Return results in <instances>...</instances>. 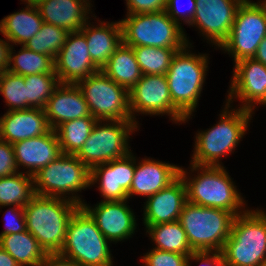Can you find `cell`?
Segmentation results:
<instances>
[{"label": "cell", "instance_id": "12", "mask_svg": "<svg viewBox=\"0 0 266 266\" xmlns=\"http://www.w3.org/2000/svg\"><path fill=\"white\" fill-rule=\"evenodd\" d=\"M76 84L95 119L133 121L129 107V91L101 70Z\"/></svg>", "mask_w": 266, "mask_h": 266}, {"label": "cell", "instance_id": "13", "mask_svg": "<svg viewBox=\"0 0 266 266\" xmlns=\"http://www.w3.org/2000/svg\"><path fill=\"white\" fill-rule=\"evenodd\" d=\"M129 107L137 125V112L151 116L168 114L173 122L185 123L186 117L172 103L166 75H143L129 91Z\"/></svg>", "mask_w": 266, "mask_h": 266}, {"label": "cell", "instance_id": "10", "mask_svg": "<svg viewBox=\"0 0 266 266\" xmlns=\"http://www.w3.org/2000/svg\"><path fill=\"white\" fill-rule=\"evenodd\" d=\"M135 129L138 126L134 121L97 120L90 136L75 156L90 170L125 157L131 152L128 139Z\"/></svg>", "mask_w": 266, "mask_h": 266}, {"label": "cell", "instance_id": "6", "mask_svg": "<svg viewBox=\"0 0 266 266\" xmlns=\"http://www.w3.org/2000/svg\"><path fill=\"white\" fill-rule=\"evenodd\" d=\"M187 48L190 45L173 56L165 74L172 103L186 117V122L196 109L208 71V56L194 55Z\"/></svg>", "mask_w": 266, "mask_h": 266}, {"label": "cell", "instance_id": "46", "mask_svg": "<svg viewBox=\"0 0 266 266\" xmlns=\"http://www.w3.org/2000/svg\"><path fill=\"white\" fill-rule=\"evenodd\" d=\"M253 58L266 66V37L259 44L257 52Z\"/></svg>", "mask_w": 266, "mask_h": 266}, {"label": "cell", "instance_id": "40", "mask_svg": "<svg viewBox=\"0 0 266 266\" xmlns=\"http://www.w3.org/2000/svg\"><path fill=\"white\" fill-rule=\"evenodd\" d=\"M17 170L12 144L0 140V178L17 173Z\"/></svg>", "mask_w": 266, "mask_h": 266}, {"label": "cell", "instance_id": "8", "mask_svg": "<svg viewBox=\"0 0 266 266\" xmlns=\"http://www.w3.org/2000/svg\"><path fill=\"white\" fill-rule=\"evenodd\" d=\"M108 244L95 221L80 206L70 218L59 254L81 266H113Z\"/></svg>", "mask_w": 266, "mask_h": 266}, {"label": "cell", "instance_id": "3", "mask_svg": "<svg viewBox=\"0 0 266 266\" xmlns=\"http://www.w3.org/2000/svg\"><path fill=\"white\" fill-rule=\"evenodd\" d=\"M229 105L226 102L225 110L215 126L196 134L191 164L221 166V157L232 153L243 138L253 112L241 107L229 110Z\"/></svg>", "mask_w": 266, "mask_h": 266}, {"label": "cell", "instance_id": "15", "mask_svg": "<svg viewBox=\"0 0 266 266\" xmlns=\"http://www.w3.org/2000/svg\"><path fill=\"white\" fill-rule=\"evenodd\" d=\"M235 64L227 102L242 101L243 109L253 112L255 104L266 103V66L254 58H245ZM254 103V104H253Z\"/></svg>", "mask_w": 266, "mask_h": 266}, {"label": "cell", "instance_id": "19", "mask_svg": "<svg viewBox=\"0 0 266 266\" xmlns=\"http://www.w3.org/2000/svg\"><path fill=\"white\" fill-rule=\"evenodd\" d=\"M186 202V186L179 175L167 187L147 198L143 213L144 225L148 227L179 220Z\"/></svg>", "mask_w": 266, "mask_h": 266}, {"label": "cell", "instance_id": "43", "mask_svg": "<svg viewBox=\"0 0 266 266\" xmlns=\"http://www.w3.org/2000/svg\"><path fill=\"white\" fill-rule=\"evenodd\" d=\"M40 266H81L59 253H47Z\"/></svg>", "mask_w": 266, "mask_h": 266}, {"label": "cell", "instance_id": "5", "mask_svg": "<svg viewBox=\"0 0 266 266\" xmlns=\"http://www.w3.org/2000/svg\"><path fill=\"white\" fill-rule=\"evenodd\" d=\"M235 215L186 202L179 222L194 252H220L231 233Z\"/></svg>", "mask_w": 266, "mask_h": 266}, {"label": "cell", "instance_id": "14", "mask_svg": "<svg viewBox=\"0 0 266 266\" xmlns=\"http://www.w3.org/2000/svg\"><path fill=\"white\" fill-rule=\"evenodd\" d=\"M244 0H196L192 22L208 41L220 47L228 38L237 9Z\"/></svg>", "mask_w": 266, "mask_h": 266}, {"label": "cell", "instance_id": "34", "mask_svg": "<svg viewBox=\"0 0 266 266\" xmlns=\"http://www.w3.org/2000/svg\"><path fill=\"white\" fill-rule=\"evenodd\" d=\"M69 33L68 30L61 27L43 23L39 32L26 41L23 46L34 52L48 55L55 60Z\"/></svg>", "mask_w": 266, "mask_h": 266}, {"label": "cell", "instance_id": "23", "mask_svg": "<svg viewBox=\"0 0 266 266\" xmlns=\"http://www.w3.org/2000/svg\"><path fill=\"white\" fill-rule=\"evenodd\" d=\"M90 3L89 0H40L36 6L44 23L76 32L89 19Z\"/></svg>", "mask_w": 266, "mask_h": 266}, {"label": "cell", "instance_id": "41", "mask_svg": "<svg viewBox=\"0 0 266 266\" xmlns=\"http://www.w3.org/2000/svg\"><path fill=\"white\" fill-rule=\"evenodd\" d=\"M167 0H126L127 14L164 11Z\"/></svg>", "mask_w": 266, "mask_h": 266}, {"label": "cell", "instance_id": "37", "mask_svg": "<svg viewBox=\"0 0 266 266\" xmlns=\"http://www.w3.org/2000/svg\"><path fill=\"white\" fill-rule=\"evenodd\" d=\"M188 256L153 248L144 255L142 262L145 266H187Z\"/></svg>", "mask_w": 266, "mask_h": 266}, {"label": "cell", "instance_id": "11", "mask_svg": "<svg viewBox=\"0 0 266 266\" xmlns=\"http://www.w3.org/2000/svg\"><path fill=\"white\" fill-rule=\"evenodd\" d=\"M266 37V0H244L237 9L228 38L220 46L234 57V62L253 58Z\"/></svg>", "mask_w": 266, "mask_h": 266}, {"label": "cell", "instance_id": "42", "mask_svg": "<svg viewBox=\"0 0 266 266\" xmlns=\"http://www.w3.org/2000/svg\"><path fill=\"white\" fill-rule=\"evenodd\" d=\"M201 261V266H227L221 252H192L187 259V266H190V261Z\"/></svg>", "mask_w": 266, "mask_h": 266}, {"label": "cell", "instance_id": "44", "mask_svg": "<svg viewBox=\"0 0 266 266\" xmlns=\"http://www.w3.org/2000/svg\"><path fill=\"white\" fill-rule=\"evenodd\" d=\"M10 41H4L0 39V73L7 70L9 65V57H10V49L11 46Z\"/></svg>", "mask_w": 266, "mask_h": 266}, {"label": "cell", "instance_id": "33", "mask_svg": "<svg viewBox=\"0 0 266 266\" xmlns=\"http://www.w3.org/2000/svg\"><path fill=\"white\" fill-rule=\"evenodd\" d=\"M132 48L143 75H165L173 56L182 50L152 46Z\"/></svg>", "mask_w": 266, "mask_h": 266}, {"label": "cell", "instance_id": "28", "mask_svg": "<svg viewBox=\"0 0 266 266\" xmlns=\"http://www.w3.org/2000/svg\"><path fill=\"white\" fill-rule=\"evenodd\" d=\"M0 246L19 266H40L47 254L38 240L27 230L0 237Z\"/></svg>", "mask_w": 266, "mask_h": 266}, {"label": "cell", "instance_id": "30", "mask_svg": "<svg viewBox=\"0 0 266 266\" xmlns=\"http://www.w3.org/2000/svg\"><path fill=\"white\" fill-rule=\"evenodd\" d=\"M35 195L33 175L19 171L0 178V207H25Z\"/></svg>", "mask_w": 266, "mask_h": 266}, {"label": "cell", "instance_id": "35", "mask_svg": "<svg viewBox=\"0 0 266 266\" xmlns=\"http://www.w3.org/2000/svg\"><path fill=\"white\" fill-rule=\"evenodd\" d=\"M27 109H44L55 88L60 84L56 74H32L24 77Z\"/></svg>", "mask_w": 266, "mask_h": 266}, {"label": "cell", "instance_id": "2", "mask_svg": "<svg viewBox=\"0 0 266 266\" xmlns=\"http://www.w3.org/2000/svg\"><path fill=\"white\" fill-rule=\"evenodd\" d=\"M190 166L191 172L200 171L196 177L188 178V172L182 167L179 171L186 186L187 202L229 211L235 216L246 211L243 208L245 201L224 166Z\"/></svg>", "mask_w": 266, "mask_h": 266}, {"label": "cell", "instance_id": "16", "mask_svg": "<svg viewBox=\"0 0 266 266\" xmlns=\"http://www.w3.org/2000/svg\"><path fill=\"white\" fill-rule=\"evenodd\" d=\"M54 61L60 83L76 84L100 71L91 60L86 37L81 31L69 33Z\"/></svg>", "mask_w": 266, "mask_h": 266}, {"label": "cell", "instance_id": "9", "mask_svg": "<svg viewBox=\"0 0 266 266\" xmlns=\"http://www.w3.org/2000/svg\"><path fill=\"white\" fill-rule=\"evenodd\" d=\"M90 177L91 170L75 155L61 154L33 176L35 194L65 198L81 206L84 201L73 194L91 187ZM70 193L71 197L66 196Z\"/></svg>", "mask_w": 266, "mask_h": 266}, {"label": "cell", "instance_id": "22", "mask_svg": "<svg viewBox=\"0 0 266 266\" xmlns=\"http://www.w3.org/2000/svg\"><path fill=\"white\" fill-rule=\"evenodd\" d=\"M50 130L45 111L41 108L7 111L0 118V140L10 144L44 135Z\"/></svg>", "mask_w": 266, "mask_h": 266}, {"label": "cell", "instance_id": "29", "mask_svg": "<svg viewBox=\"0 0 266 266\" xmlns=\"http://www.w3.org/2000/svg\"><path fill=\"white\" fill-rule=\"evenodd\" d=\"M146 230V233H149L150 238L156 245L155 249L183 255H190L194 252L179 220L151 225L146 227Z\"/></svg>", "mask_w": 266, "mask_h": 266}, {"label": "cell", "instance_id": "24", "mask_svg": "<svg viewBox=\"0 0 266 266\" xmlns=\"http://www.w3.org/2000/svg\"><path fill=\"white\" fill-rule=\"evenodd\" d=\"M137 165L135 166L128 199L136 194L150 197L167 187L179 176L180 167L170 163L148 158L143 159Z\"/></svg>", "mask_w": 266, "mask_h": 266}, {"label": "cell", "instance_id": "32", "mask_svg": "<svg viewBox=\"0 0 266 266\" xmlns=\"http://www.w3.org/2000/svg\"><path fill=\"white\" fill-rule=\"evenodd\" d=\"M97 119L92 115L63 122L55 131L58 136L62 154L75 155L96 124Z\"/></svg>", "mask_w": 266, "mask_h": 266}, {"label": "cell", "instance_id": "47", "mask_svg": "<svg viewBox=\"0 0 266 266\" xmlns=\"http://www.w3.org/2000/svg\"><path fill=\"white\" fill-rule=\"evenodd\" d=\"M40 0H24L27 4H37Z\"/></svg>", "mask_w": 266, "mask_h": 266}, {"label": "cell", "instance_id": "18", "mask_svg": "<svg viewBox=\"0 0 266 266\" xmlns=\"http://www.w3.org/2000/svg\"><path fill=\"white\" fill-rule=\"evenodd\" d=\"M136 159L130 152L125 157L97 165L91 169V186L99 184L103 201L128 200Z\"/></svg>", "mask_w": 266, "mask_h": 266}, {"label": "cell", "instance_id": "20", "mask_svg": "<svg viewBox=\"0 0 266 266\" xmlns=\"http://www.w3.org/2000/svg\"><path fill=\"white\" fill-rule=\"evenodd\" d=\"M12 146L18 169L20 166L29 168L26 173L33 176L62 154L58 136L52 129L44 135L15 142Z\"/></svg>", "mask_w": 266, "mask_h": 266}, {"label": "cell", "instance_id": "26", "mask_svg": "<svg viewBox=\"0 0 266 266\" xmlns=\"http://www.w3.org/2000/svg\"><path fill=\"white\" fill-rule=\"evenodd\" d=\"M36 4H27L25 9L4 17L0 22V32L6 40L15 45H24L36 35L43 24ZM17 43V44H16Z\"/></svg>", "mask_w": 266, "mask_h": 266}, {"label": "cell", "instance_id": "4", "mask_svg": "<svg viewBox=\"0 0 266 266\" xmlns=\"http://www.w3.org/2000/svg\"><path fill=\"white\" fill-rule=\"evenodd\" d=\"M220 252L227 266H261L265 264V211L247 209L235 216L230 236Z\"/></svg>", "mask_w": 266, "mask_h": 266}, {"label": "cell", "instance_id": "21", "mask_svg": "<svg viewBox=\"0 0 266 266\" xmlns=\"http://www.w3.org/2000/svg\"><path fill=\"white\" fill-rule=\"evenodd\" d=\"M44 111L52 130L63 122L91 116L80 88L72 83H60L48 99Z\"/></svg>", "mask_w": 266, "mask_h": 266}, {"label": "cell", "instance_id": "38", "mask_svg": "<svg viewBox=\"0 0 266 266\" xmlns=\"http://www.w3.org/2000/svg\"><path fill=\"white\" fill-rule=\"evenodd\" d=\"M14 208L6 212V228L0 234V237L8 234H16L27 230L24 215V207L13 206Z\"/></svg>", "mask_w": 266, "mask_h": 266}, {"label": "cell", "instance_id": "17", "mask_svg": "<svg viewBox=\"0 0 266 266\" xmlns=\"http://www.w3.org/2000/svg\"><path fill=\"white\" fill-rule=\"evenodd\" d=\"M126 203L127 200H101L94 208L86 203H82L81 207L109 242H117L131 237L136 229L135 215Z\"/></svg>", "mask_w": 266, "mask_h": 266}, {"label": "cell", "instance_id": "27", "mask_svg": "<svg viewBox=\"0 0 266 266\" xmlns=\"http://www.w3.org/2000/svg\"><path fill=\"white\" fill-rule=\"evenodd\" d=\"M101 71L118 85L130 91L143 76L131 46L122 43Z\"/></svg>", "mask_w": 266, "mask_h": 266}, {"label": "cell", "instance_id": "25", "mask_svg": "<svg viewBox=\"0 0 266 266\" xmlns=\"http://www.w3.org/2000/svg\"><path fill=\"white\" fill-rule=\"evenodd\" d=\"M86 23L80 31L85 35L93 63L101 70L115 50L123 43L120 21L100 24L94 27Z\"/></svg>", "mask_w": 266, "mask_h": 266}, {"label": "cell", "instance_id": "7", "mask_svg": "<svg viewBox=\"0 0 266 266\" xmlns=\"http://www.w3.org/2000/svg\"><path fill=\"white\" fill-rule=\"evenodd\" d=\"M123 43L131 46H152L183 49L189 40L182 26L173 21L167 12L127 14L120 21Z\"/></svg>", "mask_w": 266, "mask_h": 266}, {"label": "cell", "instance_id": "39", "mask_svg": "<svg viewBox=\"0 0 266 266\" xmlns=\"http://www.w3.org/2000/svg\"><path fill=\"white\" fill-rule=\"evenodd\" d=\"M180 0H167L165 11L167 12L168 16L178 24H182L179 21H184L186 24H190L192 22L193 17L195 16L197 4L196 0H188V9H186L183 13L180 10L182 5H179ZM187 11V12H186ZM185 14V15H184ZM187 14V15H186ZM180 17L182 20H180Z\"/></svg>", "mask_w": 266, "mask_h": 266}, {"label": "cell", "instance_id": "31", "mask_svg": "<svg viewBox=\"0 0 266 266\" xmlns=\"http://www.w3.org/2000/svg\"><path fill=\"white\" fill-rule=\"evenodd\" d=\"M21 47L19 53L14 55L12 45L7 67L8 72L24 77L32 74H56L55 61L52 57L34 52L23 45Z\"/></svg>", "mask_w": 266, "mask_h": 266}, {"label": "cell", "instance_id": "1", "mask_svg": "<svg viewBox=\"0 0 266 266\" xmlns=\"http://www.w3.org/2000/svg\"><path fill=\"white\" fill-rule=\"evenodd\" d=\"M79 207L65 198L35 195L24 207L27 231L46 253H59L70 218Z\"/></svg>", "mask_w": 266, "mask_h": 266}, {"label": "cell", "instance_id": "36", "mask_svg": "<svg viewBox=\"0 0 266 266\" xmlns=\"http://www.w3.org/2000/svg\"><path fill=\"white\" fill-rule=\"evenodd\" d=\"M0 93L5 97L8 111L27 109V91L24 76L3 71L0 73Z\"/></svg>", "mask_w": 266, "mask_h": 266}, {"label": "cell", "instance_id": "45", "mask_svg": "<svg viewBox=\"0 0 266 266\" xmlns=\"http://www.w3.org/2000/svg\"><path fill=\"white\" fill-rule=\"evenodd\" d=\"M0 266H19L14 258L0 246Z\"/></svg>", "mask_w": 266, "mask_h": 266}]
</instances>
